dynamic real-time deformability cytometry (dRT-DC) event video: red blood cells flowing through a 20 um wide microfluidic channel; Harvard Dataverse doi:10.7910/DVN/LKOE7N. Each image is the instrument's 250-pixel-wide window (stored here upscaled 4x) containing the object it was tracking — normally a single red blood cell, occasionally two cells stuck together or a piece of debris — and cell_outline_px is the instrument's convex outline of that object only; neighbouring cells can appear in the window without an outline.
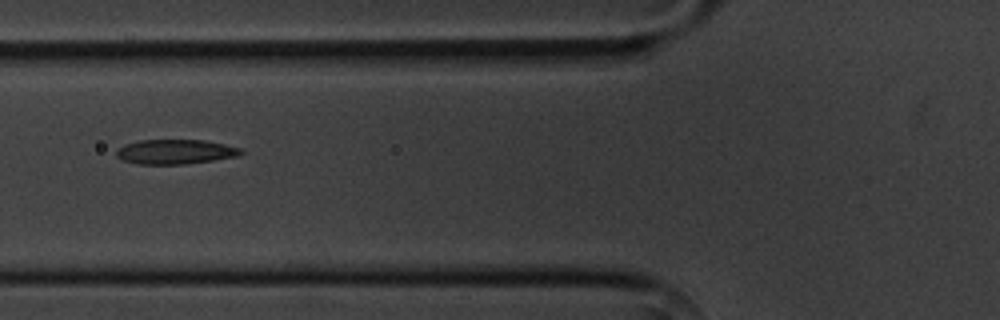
{"species": "common noctule bat (a hibernating species)", "species_latin": "Nyctalus noctula", "temperature_condition": "cold", "stored_images_in_passage": 7, "camera_frame_rate_fps": 3000, "um_per_image_px": 0.085, "animal": {"sex": "male", "body_mass_g": 20.1, "forearm_length_mm": 53.5}, "frame": {"image": 1, "passage_image": 5, "time_ms": 4.667, "image_size_px": [1000, 320], "cell_outline_px": [[244, 152], [236, 156], [212, 160], [184, 164], [136, 164], [120, 160], [116, 156], [116, 148], [124, 144], [140, 140], [204, 140], [224, 144], [240, 148]], "centroid_in_image_um": [14.82, 12.9], "position_along_channel_um": 111.0, "area_um2": 17.92}}
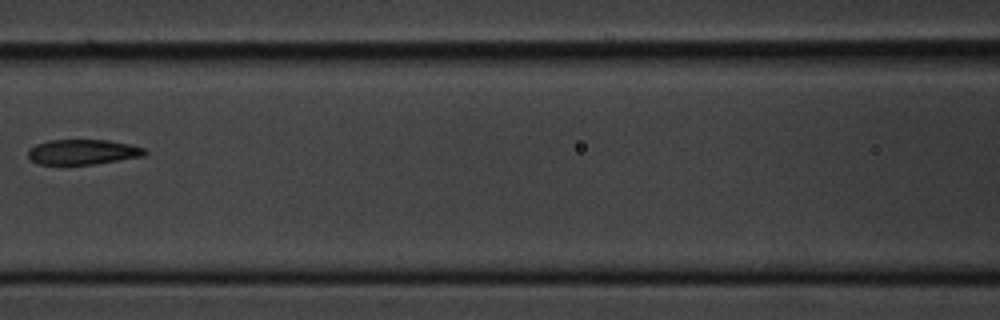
{"frame": {"image": 2, "passage_image": 6, "time_ms": 6.0, "image_size_px": [1000, 320], "cell_outline_px": [[148, 152], [144, 156], [96, 164], [36, 164], [28, 156], [28, 152], [36, 144], [48, 140], [108, 140], [128, 144], [144, 148]], "centroid_in_image_um": [7.06, 12.92], "position_along_channel_um": 159.5, "area_um2": 16.99}}
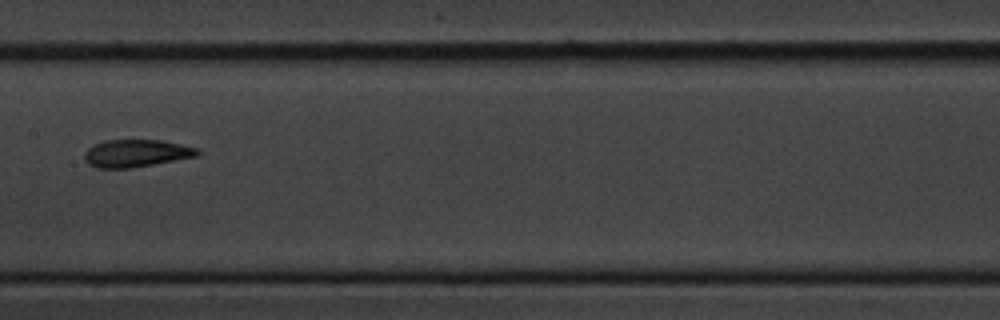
{"frame": {"image": 3, "passage_image": 7, "time_ms": 7.0, "image_size_px": [1000, 320], "cell_outline_px": [[200, 156], [132, 168], [96, 168], [88, 164], [84, 160], [84, 152], [92, 144], [104, 140], [160, 140], [200, 148]], "centroid_in_image_um": [11.58, 13.03], "position_along_channel_um": 195.8, "area_um2": 18.44}}